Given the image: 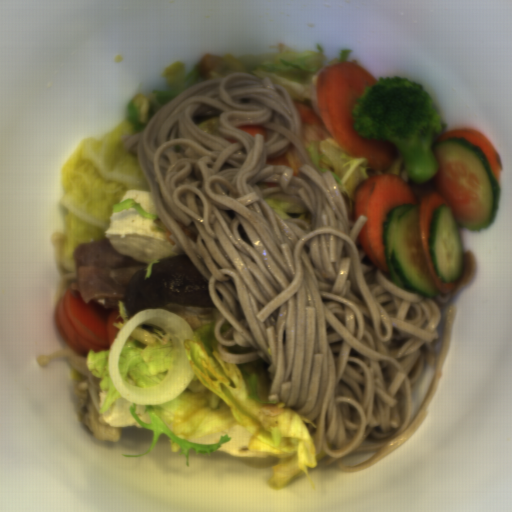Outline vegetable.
I'll use <instances>...</instances> for the list:
<instances>
[{"label": "vegetable", "instance_id": "vegetable-7", "mask_svg": "<svg viewBox=\"0 0 512 512\" xmlns=\"http://www.w3.org/2000/svg\"><path fill=\"white\" fill-rule=\"evenodd\" d=\"M264 200L269 206L281 216L294 218V211L291 204V197L283 191L266 194Z\"/></svg>", "mask_w": 512, "mask_h": 512}, {"label": "vegetable", "instance_id": "vegetable-1", "mask_svg": "<svg viewBox=\"0 0 512 512\" xmlns=\"http://www.w3.org/2000/svg\"><path fill=\"white\" fill-rule=\"evenodd\" d=\"M216 324L193 329V337L182 341L194 374L183 393L166 403L130 402V414L141 428L151 430L153 442L141 455L123 456H147L160 435H165L173 453L183 456L190 466V450L198 456L210 457L233 440L222 434L218 444L200 445L190 443L194 438L239 425L250 432L248 448L267 455L266 458H239L244 464L272 469L266 482L268 487L283 490L303 475L316 490L309 471L318 466L315 460L318 452L306 424L314 429L317 425L297 412L304 405L286 406V403L267 398L273 383L268 371L271 363L261 357L249 363L223 360L217 350L219 341L214 336Z\"/></svg>", "mask_w": 512, "mask_h": 512}, {"label": "vegetable", "instance_id": "vegetable-5", "mask_svg": "<svg viewBox=\"0 0 512 512\" xmlns=\"http://www.w3.org/2000/svg\"><path fill=\"white\" fill-rule=\"evenodd\" d=\"M116 310L118 311L121 320L114 323L116 331L110 345L105 351L95 353L92 350H87L86 353V366L88 370L99 378L100 412L105 411L117 399L122 398L112 381L109 360L111 349L118 334L133 315L129 316L125 301L117 302Z\"/></svg>", "mask_w": 512, "mask_h": 512}, {"label": "vegetable", "instance_id": "vegetable-6", "mask_svg": "<svg viewBox=\"0 0 512 512\" xmlns=\"http://www.w3.org/2000/svg\"><path fill=\"white\" fill-rule=\"evenodd\" d=\"M125 209H135L137 213L140 215L141 218L150 219L153 222H155V226H151L152 232H160L163 233L166 240L168 242H176L178 241L176 237L171 233V231L167 228V226L164 224L162 219L158 214H149L146 212L138 203H136L134 200L127 199V200H120L113 208V212H119Z\"/></svg>", "mask_w": 512, "mask_h": 512}, {"label": "vegetable", "instance_id": "vegetable-8", "mask_svg": "<svg viewBox=\"0 0 512 512\" xmlns=\"http://www.w3.org/2000/svg\"><path fill=\"white\" fill-rule=\"evenodd\" d=\"M267 162L280 163L283 165L290 166L293 172L299 177L301 174V168L298 161L296 150L288 149L278 156L272 158Z\"/></svg>", "mask_w": 512, "mask_h": 512}, {"label": "vegetable", "instance_id": "vegetable-4", "mask_svg": "<svg viewBox=\"0 0 512 512\" xmlns=\"http://www.w3.org/2000/svg\"><path fill=\"white\" fill-rule=\"evenodd\" d=\"M198 65L188 67L187 62L177 60L162 70L163 88L146 91L133 97L128 103L124 119H128L134 132H141L154 114L177 95L204 81Z\"/></svg>", "mask_w": 512, "mask_h": 512}, {"label": "vegetable", "instance_id": "vegetable-2", "mask_svg": "<svg viewBox=\"0 0 512 512\" xmlns=\"http://www.w3.org/2000/svg\"><path fill=\"white\" fill-rule=\"evenodd\" d=\"M315 47L317 50L284 47L221 57L220 66L210 74L209 80L225 77L232 72L251 73L261 80L268 78L275 86L283 87L293 102H303L309 106L320 125L300 124L302 146L321 176L327 171L331 173L345 201L348 221L355 223L353 195L359 183L381 173L398 174L408 184L413 179L406 172L399 151L385 170L374 171L365 156H354L346 151L324 125L318 104V76L323 68L332 63H350L354 51L353 48H345L333 58H327L323 46L319 44Z\"/></svg>", "mask_w": 512, "mask_h": 512}, {"label": "vegetable", "instance_id": "vegetable-3", "mask_svg": "<svg viewBox=\"0 0 512 512\" xmlns=\"http://www.w3.org/2000/svg\"><path fill=\"white\" fill-rule=\"evenodd\" d=\"M179 352L180 346L169 332L152 322L139 325L121 348L119 373L134 387H152L168 377Z\"/></svg>", "mask_w": 512, "mask_h": 512}, {"label": "vegetable", "instance_id": "vegetable-9", "mask_svg": "<svg viewBox=\"0 0 512 512\" xmlns=\"http://www.w3.org/2000/svg\"><path fill=\"white\" fill-rule=\"evenodd\" d=\"M163 259V258H161ZM161 259H154V260H149L148 262H146V270L144 272V276H145V280L151 275L152 273V265H155L157 264L158 262H160Z\"/></svg>", "mask_w": 512, "mask_h": 512}]
</instances>
